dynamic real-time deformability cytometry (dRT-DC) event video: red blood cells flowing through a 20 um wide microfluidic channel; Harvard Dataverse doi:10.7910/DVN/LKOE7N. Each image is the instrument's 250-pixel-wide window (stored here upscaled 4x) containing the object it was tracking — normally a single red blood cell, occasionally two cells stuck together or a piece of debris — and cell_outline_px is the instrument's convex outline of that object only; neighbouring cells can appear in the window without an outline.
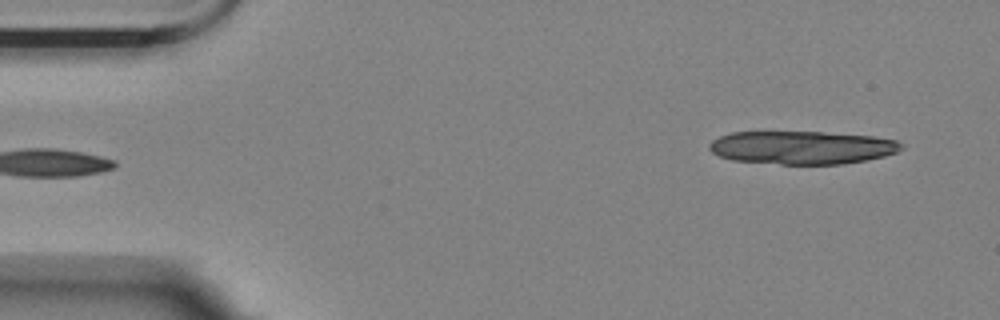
{"species": "Egyptian fruit bat (a non-hibernating species)", "species_latin": "Rousettus aegyptiacus", "temperature_condition": "room temperature", "stored_images_in_passage": 2, "camera_frame_rate_fps": 3000, "um_per_image_px": 0.085, "animal": {"sex": "female"}, "frame": {"image": 1, "passage_image": 2, "time_ms": 0.333, "image_size_px": [1000, 320], "cell_outline_px": [[904, 148], [896, 152], [884, 156], [868, 160], [844, 164], [780, 164], [732, 160], [720, 156], [712, 152], [708, 148], [708, 144], [712, 140], [720, 136], [732, 132], [824, 132], [872, 136], [896, 140], [904, 144]], "centroid_in_image_um": [68.19, 12.54], "position_along_channel_um": 16.8, "area_um2": 37.28}}